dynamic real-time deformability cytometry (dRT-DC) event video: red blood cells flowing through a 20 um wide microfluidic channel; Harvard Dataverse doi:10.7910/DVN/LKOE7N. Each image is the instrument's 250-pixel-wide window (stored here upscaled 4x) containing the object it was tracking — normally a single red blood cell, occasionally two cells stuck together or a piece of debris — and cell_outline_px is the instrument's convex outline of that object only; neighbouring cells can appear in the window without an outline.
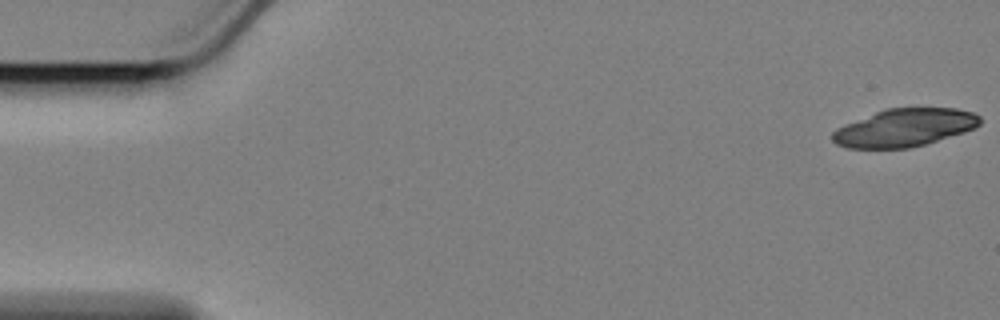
{"species": "Egyptian fruit bat (a non-hibernating species)", "species_latin": "Rousettus aegyptiacus", "temperature_condition": "cold", "stored_images_in_passage": 19, "camera_frame_rate_fps": 3000, "um_per_image_px": 0.085, "animal": {"sex": "female"}, "frame": {"image": 1, "passage_image": 1, "time_ms": 0.0, "image_size_px": [1000, 320], "cell_outline_px": [[980, 124], [976, 128], [964, 132], [924, 144], [908, 148], [848, 148], [836, 144], [832, 140], [832, 132], [836, 128], [844, 124], [884, 108], [956, 108], [972, 112], [980, 116]], "centroid_in_image_um": [76.86, 10.84], "position_along_channel_um": 8.1, "area_um2": 32.54}}